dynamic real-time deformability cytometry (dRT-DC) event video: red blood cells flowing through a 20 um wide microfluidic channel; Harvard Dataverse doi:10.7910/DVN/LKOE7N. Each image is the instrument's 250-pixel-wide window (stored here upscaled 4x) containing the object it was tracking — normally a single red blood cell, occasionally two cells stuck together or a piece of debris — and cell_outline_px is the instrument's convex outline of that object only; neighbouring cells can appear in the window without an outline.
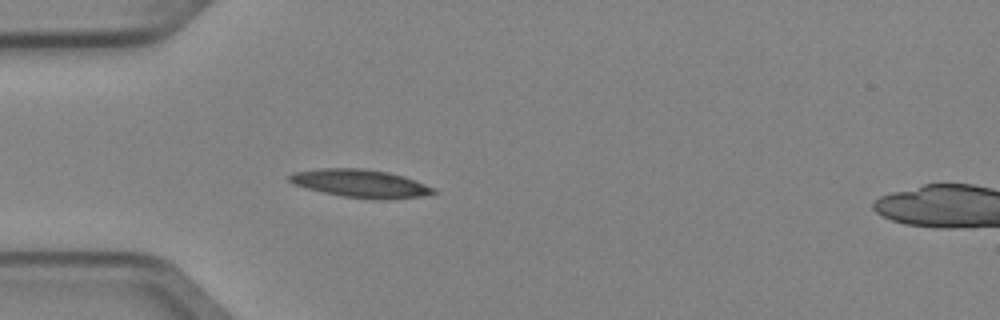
{"species": "Egyptian fruit bat (a non-hibernating species)", "species_latin": "Rousettus aegyptiacus", "temperature_condition": "cold", "stored_images_in_passage": 4, "camera_frame_rate_fps": 3000, "um_per_image_px": 0.085, "animal": {"sex": "female"}, "frame": {"image": 1, "passage_image": 3, "time_ms": 0.667, "image_size_px": [1000, 320], "cell_outline_px": [[436, 192], [420, 196], [384, 200], [340, 196], [292, 184], [288, 180], [288, 176], [292, 172], [320, 168], [364, 168], [388, 172], [404, 176], [436, 188]], "centroid_in_image_um": [30.62, 15.58], "position_along_channel_um": 54.4, "area_um2": 23.52}}